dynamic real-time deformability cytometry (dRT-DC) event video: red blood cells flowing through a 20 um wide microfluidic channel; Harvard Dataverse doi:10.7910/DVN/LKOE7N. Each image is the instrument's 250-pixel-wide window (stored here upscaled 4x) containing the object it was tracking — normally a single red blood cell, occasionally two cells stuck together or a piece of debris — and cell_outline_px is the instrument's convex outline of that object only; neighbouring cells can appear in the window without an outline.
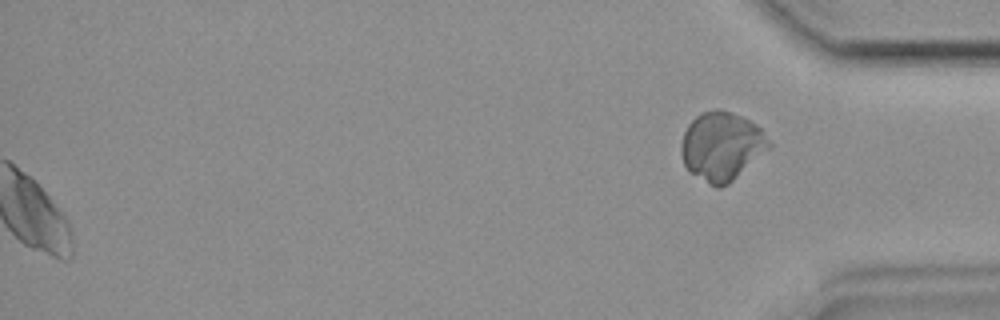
{"species": "common noctule bat (a hibernating species)", "species_latin": "Nyctalus noctula", "temperature_condition": "room temperature", "stored_images_in_passage": 47, "segment_of_instrument_passage": [2, 2], "camera_frame_rate_fps": 3000, "um_per_image_px": 0.085, "animal": {"sex": "female", "body_mass_g": 19.9}, "frame": {"image": 1, "passage_image": 47, "time_ms": 15.333, "image_size_px": [1000, 320], "cell_outline_px": [[772, 144], [768, 148], [728, 184], [720, 188], [716, 188], [688, 172], [684, 164], [680, 152], [680, 148], [684, 132], [688, 124], [700, 112], [716, 108], [720, 108], [732, 112], [756, 124], [760, 128]], "centroid_in_image_um": [61.29, 12.41], "position_along_channel_um": 373.9, "area_um2": 34.97}}